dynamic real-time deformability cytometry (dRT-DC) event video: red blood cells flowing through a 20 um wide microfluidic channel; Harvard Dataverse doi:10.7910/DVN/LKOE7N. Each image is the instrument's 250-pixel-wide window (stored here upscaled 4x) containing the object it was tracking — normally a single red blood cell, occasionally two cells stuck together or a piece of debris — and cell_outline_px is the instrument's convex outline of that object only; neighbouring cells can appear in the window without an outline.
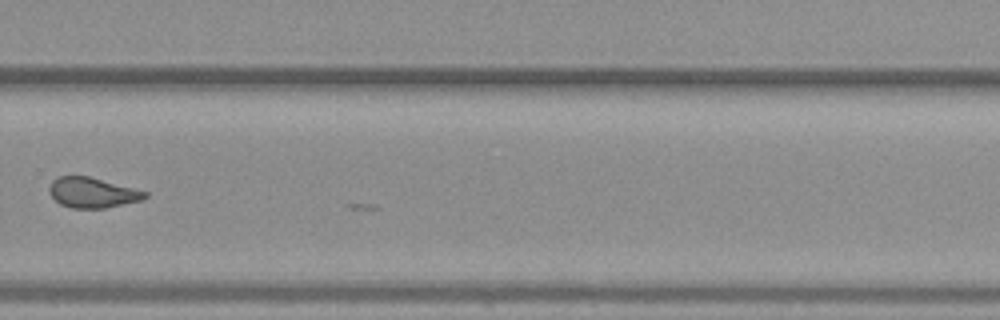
{"species": "common noctule bat (a hibernating species)", "species_latin": "Nyctalus noctula", "temperature_condition": "warm", "stored_images_in_passage": 28, "camera_frame_rate_fps": 3000, "um_per_image_px": 0.085, "animal": {"sex": "female", "body_mass_g": 19.3, "forearm_length_mm": 54.1}, "frame": {"image": 1, "passage_image": 22, "time_ms": 7.0, "image_size_px": [1000, 320], "cell_outline_px": [[148, 196], [140, 200], [104, 208], [72, 208], [60, 204], [48, 192], [48, 188], [52, 180], [60, 176], [88, 176], [148, 192]], "centroid_in_image_um": [7.82, 16.37], "position_along_channel_um": 322.0, "area_um2": 16.65}}